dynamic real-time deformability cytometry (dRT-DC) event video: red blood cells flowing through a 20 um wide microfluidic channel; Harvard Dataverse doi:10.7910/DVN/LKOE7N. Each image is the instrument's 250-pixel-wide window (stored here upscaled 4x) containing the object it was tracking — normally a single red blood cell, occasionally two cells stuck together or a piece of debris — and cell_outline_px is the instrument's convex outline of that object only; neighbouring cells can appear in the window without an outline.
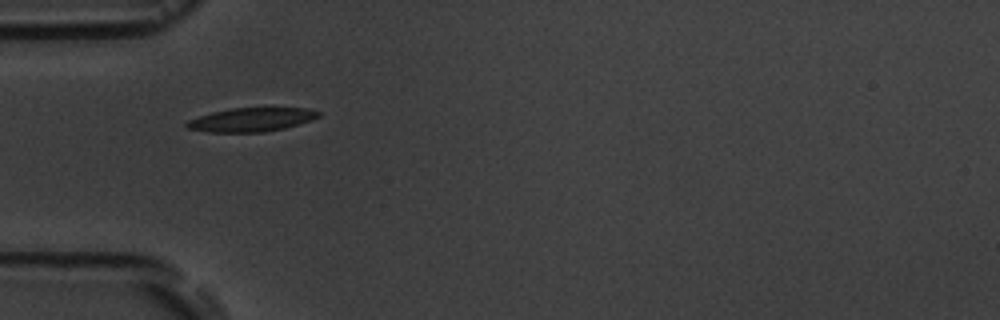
{"species": "common noctule bat (a hibernating species)", "species_latin": "Nyctalus noctula", "temperature_condition": "room temperature", "stored_images_in_passage": 2, "camera_frame_rate_fps": 3000, "um_per_image_px": 0.085, "animal": {"sex": "male", "body_mass_g": 19.5, "forearm_length_mm": 54.6}, "frame": {"image": 1, "passage_image": 1, "time_ms": 0.0, "image_size_px": [1000, 320], "cell_outline_px": [[320, 116], [312, 120], [284, 128], [264, 132], [208, 132], [188, 128], [184, 124], [188, 120], [212, 112], [232, 108], [272, 104], [308, 108], [320, 112]], "centroid_in_image_um": [21.47, 10.11], "position_along_channel_um": 63.5, "area_um2": 19.25}}
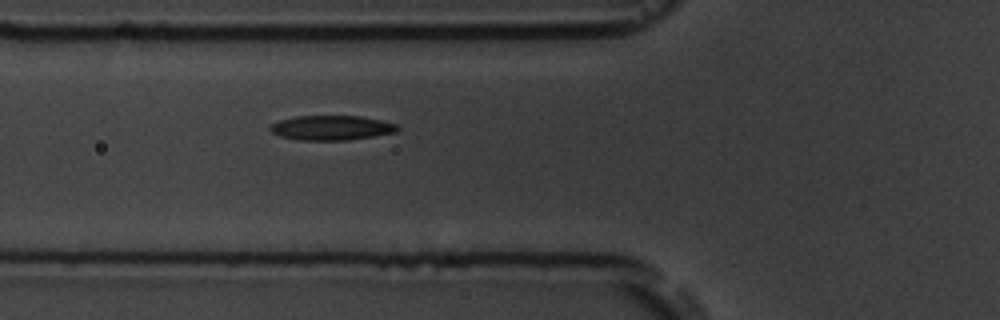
{"frame": {"image": 2, "passage_image": 2, "time_ms": 1.0, "image_size_px": [1000, 320], "cell_outline_px": [[400, 128], [396, 132], [348, 140], [300, 140], [280, 136], [272, 132], [268, 128], [272, 124], [280, 120], [296, 116], [360, 116], [380, 120], [396, 124]], "centroid_in_image_um": [28.17, 10.86], "position_along_channel_um": 97.6, "area_um2": 18.15}}